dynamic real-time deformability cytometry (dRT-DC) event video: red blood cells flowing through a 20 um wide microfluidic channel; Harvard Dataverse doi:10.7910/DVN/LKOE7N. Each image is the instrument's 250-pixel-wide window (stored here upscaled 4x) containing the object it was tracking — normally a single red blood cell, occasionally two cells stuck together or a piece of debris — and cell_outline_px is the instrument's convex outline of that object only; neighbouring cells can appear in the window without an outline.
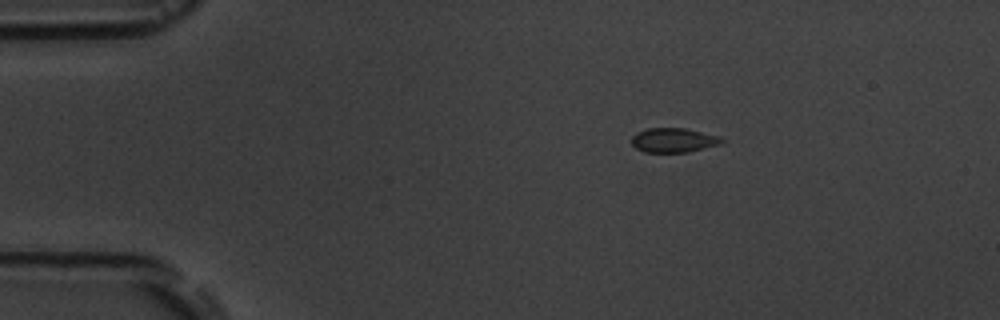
{"species": "common noctule bat (a hibernating species)", "species_latin": "Nyctalus noctula", "temperature_condition": "room temperature", "stored_images_in_passage": 1, "camera_frame_rate_fps": 3000, "um_per_image_px": 0.085, "animal": {"sex": "male", "body_mass_g": 19.5, "forearm_length_mm": 54.6}, "frame": {"image": 1, "passage_image": 1, "time_ms": 0.0, "image_size_px": [1000, 320], "cell_outline_px": [[728, 140], [720, 144], [688, 152], [644, 152], [636, 148], [632, 144], [632, 136], [636, 132], [648, 128], [684, 128], [720, 136]], "centroid_in_image_um": [57.27, 11.91], "position_along_channel_um": 27.7, "area_um2": 12.89}}